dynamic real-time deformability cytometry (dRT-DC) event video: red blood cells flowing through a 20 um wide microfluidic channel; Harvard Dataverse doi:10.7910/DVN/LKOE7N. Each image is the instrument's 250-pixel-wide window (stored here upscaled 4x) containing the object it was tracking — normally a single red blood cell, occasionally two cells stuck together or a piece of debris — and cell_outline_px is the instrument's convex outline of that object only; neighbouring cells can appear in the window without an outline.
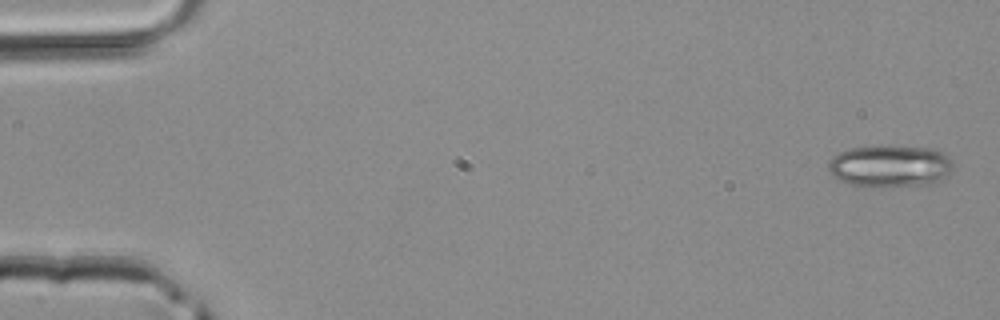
{"species": "common noctule bat (a hibernating species)", "species_latin": "Nyctalus noctula", "temperature_condition": "room temperature", "stored_images_in_passage": 3, "camera_frame_rate_fps": 3000, "um_per_image_px": 0.085, "animal": {"sex": "male", "body_mass_g": 20.4}, "frame": {"image": 1, "passage_image": 1, "time_ms": 0.0, "image_size_px": [1000, 320], "cell_outline_px": [[952, 168], [944, 176], [928, 184], [852, 184], [836, 180], [828, 172], [828, 164], [832, 156], [840, 152], [852, 148], [876, 144], [880, 144], [932, 148], [948, 156], [952, 164]], "centroid_in_image_um": [75.58, 14.04], "position_along_channel_um": 9.4, "area_um2": 29.94}}